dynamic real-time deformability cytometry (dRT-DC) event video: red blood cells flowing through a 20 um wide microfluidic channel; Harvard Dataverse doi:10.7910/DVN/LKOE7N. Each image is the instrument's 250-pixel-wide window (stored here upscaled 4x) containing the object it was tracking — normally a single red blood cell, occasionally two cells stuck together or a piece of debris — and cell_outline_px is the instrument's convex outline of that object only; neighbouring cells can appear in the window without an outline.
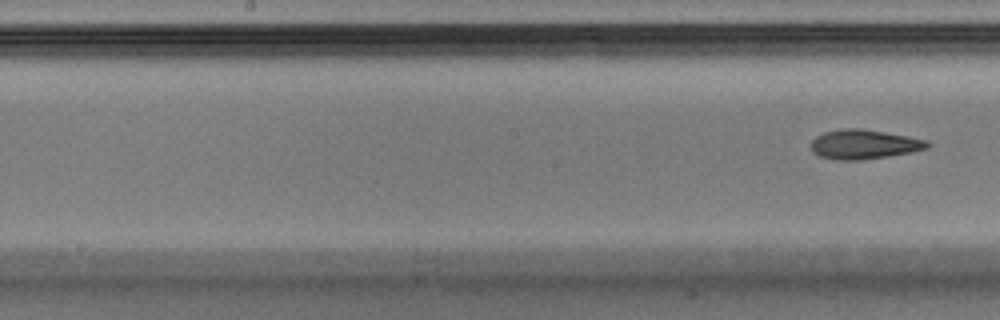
{"species": "Egyptian fruit bat (a non-hibernating species)", "species_latin": "Rousettus aegyptiacus", "temperature_condition": "warm", "stored_images_in_passage": 13, "segment_of_instrument_passage": [2, 2], "camera_frame_rate_fps": 3000, "um_per_image_px": 0.085, "animal": {"sex": "male"}, "frame": {"image": 1, "passage_image": 13, "time_ms": 4.0, "image_size_px": [1000, 320], "cell_outline_px": [[932, 144], [928, 148], [912, 152], [888, 156], [856, 160], [836, 160], [820, 156], [812, 152], [812, 140], [816, 136], [824, 132], [840, 128], [860, 128], [908, 136], [928, 140]], "centroid_in_image_um": [73.46, 12.26], "position_along_channel_um": 174.7, "area_um2": 20.0}}